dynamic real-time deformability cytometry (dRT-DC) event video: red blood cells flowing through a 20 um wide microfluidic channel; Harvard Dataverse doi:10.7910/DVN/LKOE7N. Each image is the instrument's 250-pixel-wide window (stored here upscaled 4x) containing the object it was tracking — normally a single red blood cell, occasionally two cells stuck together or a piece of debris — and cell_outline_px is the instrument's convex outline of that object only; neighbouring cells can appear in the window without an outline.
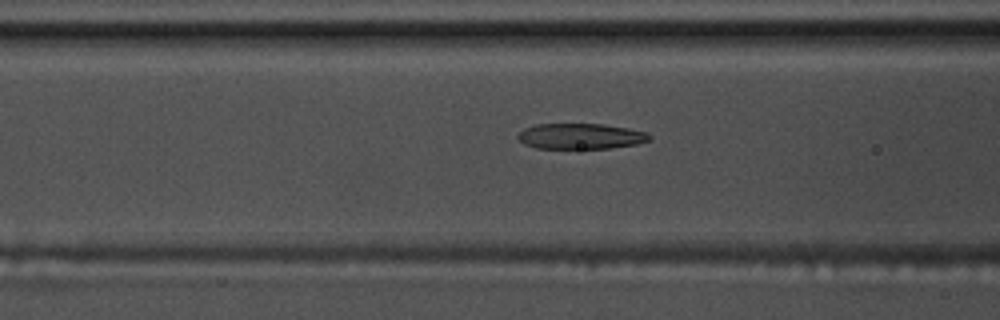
{"species": "common noctule bat (a hibernating species)", "species_latin": "Nyctalus noctula", "temperature_condition": "warm", "stored_images_in_passage": 53, "camera_frame_rate_fps": 3000, "um_per_image_px": 0.085, "animal": {"sex": "male", "body_mass_g": 17.5, "forearm_length_mm": 52.3}, "frame": {"image": 1, "passage_image": 18, "time_ms": 5.667, "image_size_px": [1000, 320], "cell_outline_px": [[652, 140], [636, 144], [608, 148], [536, 148], [524, 144], [516, 136], [524, 128], [536, 124], [604, 124], [628, 128], [648, 132], [652, 136]], "centroid_in_image_um": [49.38, 11.57], "position_along_channel_um": 117.2, "area_um2": 19.71}}
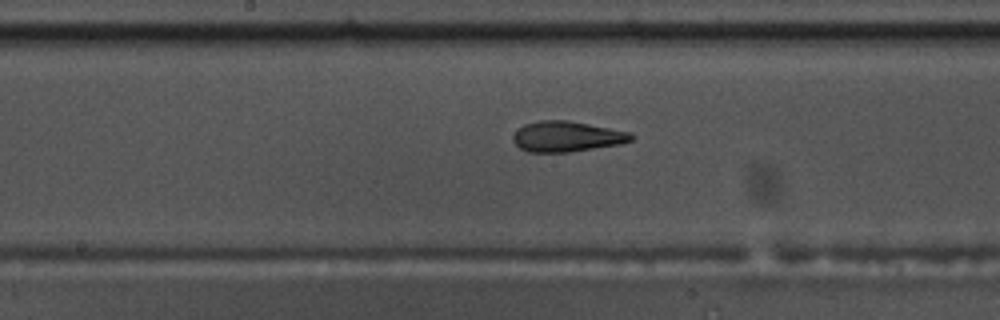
{"frame": {"image": 2, "passage_image": 25, "time_ms": 8.0, "image_size_px": [1000, 320], "cell_outline_px": [[632, 140], [620, 144], [568, 152], [528, 152], [520, 148], [512, 140], [512, 136], [524, 124], [540, 120], [568, 120], [632, 132]], "centroid_in_image_um": [48.17, 11.6], "position_along_channel_um": 200.0, "area_um2": 20.92}}
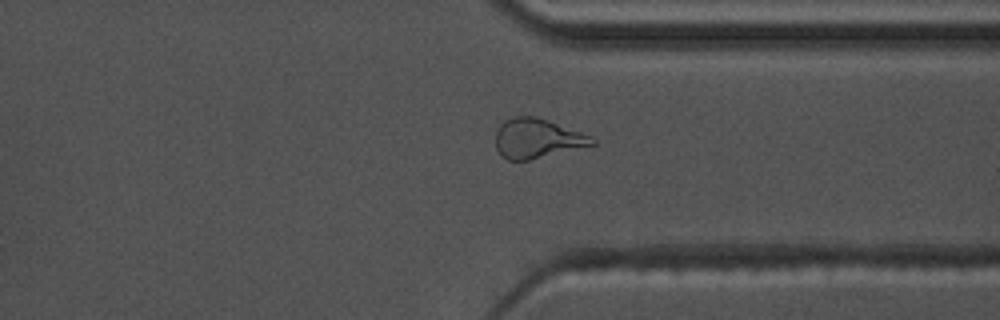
{"frame": {"image": 3, "passage_image": 39, "time_ms": 12.667, "image_size_px": [1000, 320], "cell_outline_px": [[596, 144], [528, 160], [508, 160], [500, 156], [496, 148], [496, 132], [500, 124], [504, 120], [512, 116], [532, 116], [548, 120], [592, 136], [596, 140]], "centroid_in_image_um": [45.64, 11.76], "position_along_channel_um": 365.8, "area_um2": 22.2}, "authors_computed_cell_mechanics": {"area_um2": 20.7502, "velocity_mm_per_s": 3.5558, "shape_relaxation_time_tau1_ms": 5.7753, "shape_relaxation_time_tau2_ms": 2.6248, "deformation_change_tau1": 0.214, "deformation_change_tau2": 0.1189}}